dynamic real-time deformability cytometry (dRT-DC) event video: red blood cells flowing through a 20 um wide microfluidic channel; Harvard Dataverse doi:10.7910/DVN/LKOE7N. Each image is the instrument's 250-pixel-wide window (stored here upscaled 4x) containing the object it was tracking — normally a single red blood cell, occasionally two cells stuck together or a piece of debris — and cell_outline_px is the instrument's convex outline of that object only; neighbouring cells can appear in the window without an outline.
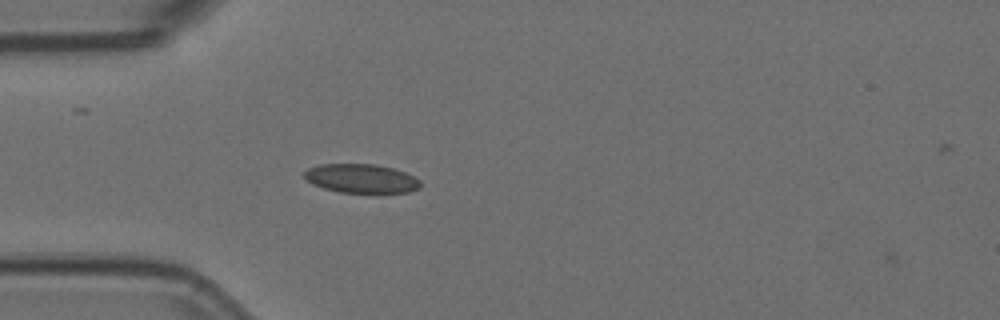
{"species": "Egyptian fruit bat (a non-hibernating species)", "species_latin": "Rousettus aegyptiacus", "temperature_condition": "room temperature", "stored_images_in_passage": 1, "camera_frame_rate_fps": 3000, "um_per_image_px": 0.085, "animal": {"sex": "female"}, "frame": {"image": 1, "passage_image": 1, "time_ms": 0.0, "image_size_px": [1000, 320], "cell_outline_px": [[420, 188], [408, 192], [340, 192], [324, 188], [312, 184], [304, 176], [304, 172], [308, 168], [320, 164], [376, 164], [392, 168], [404, 172], [420, 180]], "centroid_in_image_um": [30.69, 15.16], "position_along_channel_um": 54.3, "area_um2": 19.36}}